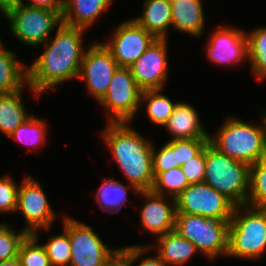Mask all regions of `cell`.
Segmentation results:
<instances>
[{
    "mask_svg": "<svg viewBox=\"0 0 266 266\" xmlns=\"http://www.w3.org/2000/svg\"><path fill=\"white\" fill-rule=\"evenodd\" d=\"M56 35L49 38L43 53L28 67V85L34 97L39 98L49 89L64 82L77 80L85 54V29L62 23Z\"/></svg>",
    "mask_w": 266,
    "mask_h": 266,
    "instance_id": "1",
    "label": "cell"
},
{
    "mask_svg": "<svg viewBox=\"0 0 266 266\" xmlns=\"http://www.w3.org/2000/svg\"><path fill=\"white\" fill-rule=\"evenodd\" d=\"M101 138L118 163L127 183L139 191L151 190L154 182L153 143L145 139L129 122H107Z\"/></svg>",
    "mask_w": 266,
    "mask_h": 266,
    "instance_id": "2",
    "label": "cell"
},
{
    "mask_svg": "<svg viewBox=\"0 0 266 266\" xmlns=\"http://www.w3.org/2000/svg\"><path fill=\"white\" fill-rule=\"evenodd\" d=\"M261 123L244 122L227 116L215 134H209V143L230 158L253 165L266 158V118L260 111Z\"/></svg>",
    "mask_w": 266,
    "mask_h": 266,
    "instance_id": "3",
    "label": "cell"
},
{
    "mask_svg": "<svg viewBox=\"0 0 266 266\" xmlns=\"http://www.w3.org/2000/svg\"><path fill=\"white\" fill-rule=\"evenodd\" d=\"M266 253V209L236 205L228 229L227 257L262 259Z\"/></svg>",
    "mask_w": 266,
    "mask_h": 266,
    "instance_id": "4",
    "label": "cell"
},
{
    "mask_svg": "<svg viewBox=\"0 0 266 266\" xmlns=\"http://www.w3.org/2000/svg\"><path fill=\"white\" fill-rule=\"evenodd\" d=\"M250 165L230 158L209 142L205 147L204 182L224 194L235 205H246Z\"/></svg>",
    "mask_w": 266,
    "mask_h": 266,
    "instance_id": "5",
    "label": "cell"
},
{
    "mask_svg": "<svg viewBox=\"0 0 266 266\" xmlns=\"http://www.w3.org/2000/svg\"><path fill=\"white\" fill-rule=\"evenodd\" d=\"M229 222L217 217L176 213L174 230L190 240L211 262L215 257L227 256Z\"/></svg>",
    "mask_w": 266,
    "mask_h": 266,
    "instance_id": "6",
    "label": "cell"
},
{
    "mask_svg": "<svg viewBox=\"0 0 266 266\" xmlns=\"http://www.w3.org/2000/svg\"><path fill=\"white\" fill-rule=\"evenodd\" d=\"M63 11L50 10L30 5L18 4L4 16L13 36L27 47H36L45 43L55 27L62 25Z\"/></svg>",
    "mask_w": 266,
    "mask_h": 266,
    "instance_id": "7",
    "label": "cell"
},
{
    "mask_svg": "<svg viewBox=\"0 0 266 266\" xmlns=\"http://www.w3.org/2000/svg\"><path fill=\"white\" fill-rule=\"evenodd\" d=\"M63 225L71 244L69 266H108L119 248H109L89 225L64 215Z\"/></svg>",
    "mask_w": 266,
    "mask_h": 266,
    "instance_id": "8",
    "label": "cell"
},
{
    "mask_svg": "<svg viewBox=\"0 0 266 266\" xmlns=\"http://www.w3.org/2000/svg\"><path fill=\"white\" fill-rule=\"evenodd\" d=\"M142 93L129 67H118L99 102L106 110L107 122H131L141 107Z\"/></svg>",
    "mask_w": 266,
    "mask_h": 266,
    "instance_id": "9",
    "label": "cell"
},
{
    "mask_svg": "<svg viewBox=\"0 0 266 266\" xmlns=\"http://www.w3.org/2000/svg\"><path fill=\"white\" fill-rule=\"evenodd\" d=\"M176 213L230 221L235 204L205 182L189 184L176 198Z\"/></svg>",
    "mask_w": 266,
    "mask_h": 266,
    "instance_id": "10",
    "label": "cell"
},
{
    "mask_svg": "<svg viewBox=\"0 0 266 266\" xmlns=\"http://www.w3.org/2000/svg\"><path fill=\"white\" fill-rule=\"evenodd\" d=\"M47 199L41 184L27 175L18 188L16 212H21L28 234L39 230L49 231L57 215Z\"/></svg>",
    "mask_w": 266,
    "mask_h": 266,
    "instance_id": "11",
    "label": "cell"
},
{
    "mask_svg": "<svg viewBox=\"0 0 266 266\" xmlns=\"http://www.w3.org/2000/svg\"><path fill=\"white\" fill-rule=\"evenodd\" d=\"M118 67L111 51L104 43L94 42L87 45L77 79L85 81L88 93L99 103L107 93Z\"/></svg>",
    "mask_w": 266,
    "mask_h": 266,
    "instance_id": "12",
    "label": "cell"
},
{
    "mask_svg": "<svg viewBox=\"0 0 266 266\" xmlns=\"http://www.w3.org/2000/svg\"><path fill=\"white\" fill-rule=\"evenodd\" d=\"M111 39L103 42L119 67L131 66L157 38L133 18L117 25Z\"/></svg>",
    "mask_w": 266,
    "mask_h": 266,
    "instance_id": "13",
    "label": "cell"
},
{
    "mask_svg": "<svg viewBox=\"0 0 266 266\" xmlns=\"http://www.w3.org/2000/svg\"><path fill=\"white\" fill-rule=\"evenodd\" d=\"M157 38L129 69L137 85L143 90H162L169 77L167 41Z\"/></svg>",
    "mask_w": 266,
    "mask_h": 266,
    "instance_id": "14",
    "label": "cell"
},
{
    "mask_svg": "<svg viewBox=\"0 0 266 266\" xmlns=\"http://www.w3.org/2000/svg\"><path fill=\"white\" fill-rule=\"evenodd\" d=\"M206 53L211 62L219 65H237L248 60V40L243 29L219 26L209 36Z\"/></svg>",
    "mask_w": 266,
    "mask_h": 266,
    "instance_id": "15",
    "label": "cell"
},
{
    "mask_svg": "<svg viewBox=\"0 0 266 266\" xmlns=\"http://www.w3.org/2000/svg\"><path fill=\"white\" fill-rule=\"evenodd\" d=\"M139 195L145 201L147 200L140 209L141 228L148 231L155 238L173 231L176 217V200L172 197L154 193L151 190L139 191Z\"/></svg>",
    "mask_w": 266,
    "mask_h": 266,
    "instance_id": "16",
    "label": "cell"
},
{
    "mask_svg": "<svg viewBox=\"0 0 266 266\" xmlns=\"http://www.w3.org/2000/svg\"><path fill=\"white\" fill-rule=\"evenodd\" d=\"M199 115L194 106L177 102L172 115L163 128L172 135V140L181 139H209V134L200 122Z\"/></svg>",
    "mask_w": 266,
    "mask_h": 266,
    "instance_id": "17",
    "label": "cell"
},
{
    "mask_svg": "<svg viewBox=\"0 0 266 266\" xmlns=\"http://www.w3.org/2000/svg\"><path fill=\"white\" fill-rule=\"evenodd\" d=\"M172 23L171 28L200 37L206 29V18L202 0H170ZM205 27V28H204Z\"/></svg>",
    "mask_w": 266,
    "mask_h": 266,
    "instance_id": "18",
    "label": "cell"
},
{
    "mask_svg": "<svg viewBox=\"0 0 266 266\" xmlns=\"http://www.w3.org/2000/svg\"><path fill=\"white\" fill-rule=\"evenodd\" d=\"M113 0H65L62 23L88 30L104 11H107Z\"/></svg>",
    "mask_w": 266,
    "mask_h": 266,
    "instance_id": "19",
    "label": "cell"
},
{
    "mask_svg": "<svg viewBox=\"0 0 266 266\" xmlns=\"http://www.w3.org/2000/svg\"><path fill=\"white\" fill-rule=\"evenodd\" d=\"M156 245H149L167 265L183 266L197 253L196 246L175 230L157 237Z\"/></svg>",
    "mask_w": 266,
    "mask_h": 266,
    "instance_id": "20",
    "label": "cell"
},
{
    "mask_svg": "<svg viewBox=\"0 0 266 266\" xmlns=\"http://www.w3.org/2000/svg\"><path fill=\"white\" fill-rule=\"evenodd\" d=\"M0 42V93H13L29 87L28 65L22 63L14 51Z\"/></svg>",
    "mask_w": 266,
    "mask_h": 266,
    "instance_id": "21",
    "label": "cell"
},
{
    "mask_svg": "<svg viewBox=\"0 0 266 266\" xmlns=\"http://www.w3.org/2000/svg\"><path fill=\"white\" fill-rule=\"evenodd\" d=\"M143 7L142 14L133 19L156 38H167L172 23L170 0H145Z\"/></svg>",
    "mask_w": 266,
    "mask_h": 266,
    "instance_id": "22",
    "label": "cell"
},
{
    "mask_svg": "<svg viewBox=\"0 0 266 266\" xmlns=\"http://www.w3.org/2000/svg\"><path fill=\"white\" fill-rule=\"evenodd\" d=\"M24 88L13 93H0V132L9 137L30 114L23 103Z\"/></svg>",
    "mask_w": 266,
    "mask_h": 266,
    "instance_id": "23",
    "label": "cell"
},
{
    "mask_svg": "<svg viewBox=\"0 0 266 266\" xmlns=\"http://www.w3.org/2000/svg\"><path fill=\"white\" fill-rule=\"evenodd\" d=\"M128 189L138 194L139 190L133 185H124L114 178H104L98 191L95 192V199L99 207L109 213H118L126 205Z\"/></svg>",
    "mask_w": 266,
    "mask_h": 266,
    "instance_id": "24",
    "label": "cell"
},
{
    "mask_svg": "<svg viewBox=\"0 0 266 266\" xmlns=\"http://www.w3.org/2000/svg\"><path fill=\"white\" fill-rule=\"evenodd\" d=\"M160 90H145L141 97V108L146 104V118L154 125H164L168 122L177 102H173ZM146 101V103H145Z\"/></svg>",
    "mask_w": 266,
    "mask_h": 266,
    "instance_id": "25",
    "label": "cell"
},
{
    "mask_svg": "<svg viewBox=\"0 0 266 266\" xmlns=\"http://www.w3.org/2000/svg\"><path fill=\"white\" fill-rule=\"evenodd\" d=\"M47 124L48 123H46L45 117L44 119H40L35 115H31L30 118L14 130L9 138H12L17 142L24 143V145H27L28 148L30 147V152H37L40 146L42 147L45 145L48 132Z\"/></svg>",
    "mask_w": 266,
    "mask_h": 266,
    "instance_id": "26",
    "label": "cell"
},
{
    "mask_svg": "<svg viewBox=\"0 0 266 266\" xmlns=\"http://www.w3.org/2000/svg\"><path fill=\"white\" fill-rule=\"evenodd\" d=\"M248 61L256 79L266 80V27H259L247 33Z\"/></svg>",
    "mask_w": 266,
    "mask_h": 266,
    "instance_id": "27",
    "label": "cell"
},
{
    "mask_svg": "<svg viewBox=\"0 0 266 266\" xmlns=\"http://www.w3.org/2000/svg\"><path fill=\"white\" fill-rule=\"evenodd\" d=\"M153 174L154 182L151 191L160 195L175 199L189 185L181 167Z\"/></svg>",
    "mask_w": 266,
    "mask_h": 266,
    "instance_id": "28",
    "label": "cell"
},
{
    "mask_svg": "<svg viewBox=\"0 0 266 266\" xmlns=\"http://www.w3.org/2000/svg\"><path fill=\"white\" fill-rule=\"evenodd\" d=\"M246 205L266 209V158L250 165L249 191Z\"/></svg>",
    "mask_w": 266,
    "mask_h": 266,
    "instance_id": "29",
    "label": "cell"
},
{
    "mask_svg": "<svg viewBox=\"0 0 266 266\" xmlns=\"http://www.w3.org/2000/svg\"><path fill=\"white\" fill-rule=\"evenodd\" d=\"M38 231L28 234L21 242L18 257L22 266H51L43 244H39Z\"/></svg>",
    "mask_w": 266,
    "mask_h": 266,
    "instance_id": "30",
    "label": "cell"
},
{
    "mask_svg": "<svg viewBox=\"0 0 266 266\" xmlns=\"http://www.w3.org/2000/svg\"><path fill=\"white\" fill-rule=\"evenodd\" d=\"M51 266H69L71 260V244L69 235L64 230L61 234H53L43 245Z\"/></svg>",
    "mask_w": 266,
    "mask_h": 266,
    "instance_id": "31",
    "label": "cell"
},
{
    "mask_svg": "<svg viewBox=\"0 0 266 266\" xmlns=\"http://www.w3.org/2000/svg\"><path fill=\"white\" fill-rule=\"evenodd\" d=\"M28 233L22 229L18 233L7 223H0V261L18 256L21 242Z\"/></svg>",
    "mask_w": 266,
    "mask_h": 266,
    "instance_id": "32",
    "label": "cell"
},
{
    "mask_svg": "<svg viewBox=\"0 0 266 266\" xmlns=\"http://www.w3.org/2000/svg\"><path fill=\"white\" fill-rule=\"evenodd\" d=\"M149 251H152V248L144 244L120 247L119 253L130 263L131 266H134L135 262L140 258L141 262L135 264L136 266H167L157 253L156 256L151 255L145 257V254H148Z\"/></svg>",
    "mask_w": 266,
    "mask_h": 266,
    "instance_id": "33",
    "label": "cell"
},
{
    "mask_svg": "<svg viewBox=\"0 0 266 266\" xmlns=\"http://www.w3.org/2000/svg\"><path fill=\"white\" fill-rule=\"evenodd\" d=\"M153 173H161L177 167L175 140L168 141L159 150L153 145L152 152Z\"/></svg>",
    "mask_w": 266,
    "mask_h": 266,
    "instance_id": "34",
    "label": "cell"
},
{
    "mask_svg": "<svg viewBox=\"0 0 266 266\" xmlns=\"http://www.w3.org/2000/svg\"><path fill=\"white\" fill-rule=\"evenodd\" d=\"M19 185L10 175L0 177V213L16 212Z\"/></svg>",
    "mask_w": 266,
    "mask_h": 266,
    "instance_id": "35",
    "label": "cell"
},
{
    "mask_svg": "<svg viewBox=\"0 0 266 266\" xmlns=\"http://www.w3.org/2000/svg\"><path fill=\"white\" fill-rule=\"evenodd\" d=\"M209 139L175 140L177 167L196 157L208 144Z\"/></svg>",
    "mask_w": 266,
    "mask_h": 266,
    "instance_id": "36",
    "label": "cell"
},
{
    "mask_svg": "<svg viewBox=\"0 0 266 266\" xmlns=\"http://www.w3.org/2000/svg\"><path fill=\"white\" fill-rule=\"evenodd\" d=\"M189 184L204 182L205 175V148L193 159L181 166Z\"/></svg>",
    "mask_w": 266,
    "mask_h": 266,
    "instance_id": "37",
    "label": "cell"
},
{
    "mask_svg": "<svg viewBox=\"0 0 266 266\" xmlns=\"http://www.w3.org/2000/svg\"><path fill=\"white\" fill-rule=\"evenodd\" d=\"M23 1L24 0H20V3L30 5L32 7H39L56 11H63L65 5V0H29L30 2L28 1L27 4Z\"/></svg>",
    "mask_w": 266,
    "mask_h": 266,
    "instance_id": "38",
    "label": "cell"
},
{
    "mask_svg": "<svg viewBox=\"0 0 266 266\" xmlns=\"http://www.w3.org/2000/svg\"><path fill=\"white\" fill-rule=\"evenodd\" d=\"M18 4H20V0H0V14L5 15Z\"/></svg>",
    "mask_w": 266,
    "mask_h": 266,
    "instance_id": "39",
    "label": "cell"
},
{
    "mask_svg": "<svg viewBox=\"0 0 266 266\" xmlns=\"http://www.w3.org/2000/svg\"><path fill=\"white\" fill-rule=\"evenodd\" d=\"M108 266H131L130 263L120 254L108 264Z\"/></svg>",
    "mask_w": 266,
    "mask_h": 266,
    "instance_id": "40",
    "label": "cell"
},
{
    "mask_svg": "<svg viewBox=\"0 0 266 266\" xmlns=\"http://www.w3.org/2000/svg\"><path fill=\"white\" fill-rule=\"evenodd\" d=\"M0 266H22L19 257L0 261Z\"/></svg>",
    "mask_w": 266,
    "mask_h": 266,
    "instance_id": "41",
    "label": "cell"
}]
</instances>
